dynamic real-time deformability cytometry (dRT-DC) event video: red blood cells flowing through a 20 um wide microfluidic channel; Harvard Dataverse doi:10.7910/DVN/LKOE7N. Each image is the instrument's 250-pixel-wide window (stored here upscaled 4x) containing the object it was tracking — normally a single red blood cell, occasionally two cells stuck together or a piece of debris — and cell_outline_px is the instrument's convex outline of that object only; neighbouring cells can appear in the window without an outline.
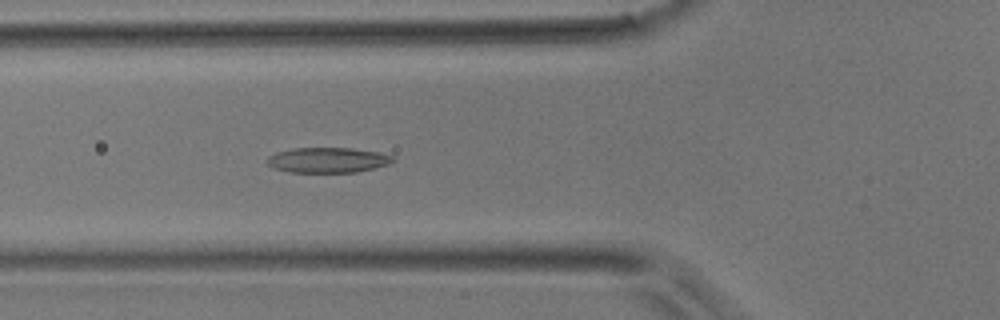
{"species": "common noctule bat (a hibernating species)", "species_latin": "Nyctalus noctula", "temperature_condition": "room temperature", "stored_images_in_passage": 41, "camera_frame_rate_fps": 3000, "um_per_image_px": 0.085, "animal": {"sex": "male", "body_mass_g": 17.9}, "frame": {"image": 1, "passage_image": 11, "time_ms": 3.333, "image_size_px": [1000, 320], "cell_outline_px": [[396, 160], [388, 164], [356, 172], [288, 172], [272, 168], [268, 164], [268, 156], [276, 152], [292, 148], [352, 148], [380, 152], [392, 156]], "centroid_in_image_um": [27.84, 13.6], "position_along_channel_um": 98.0, "area_um2": 18.5}}
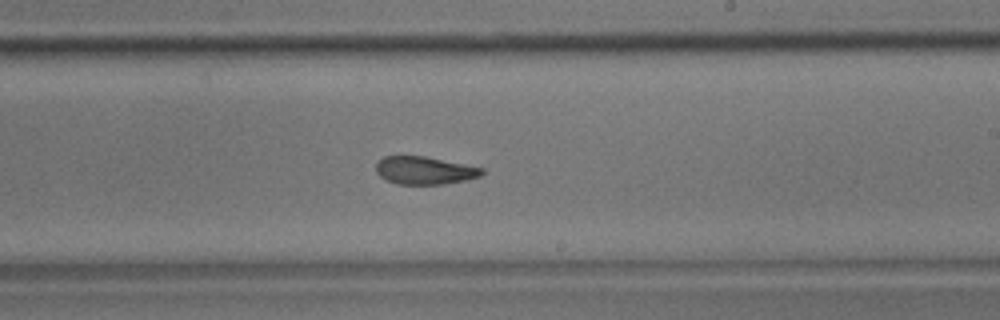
{"frame": {"image": 2, "passage_image": 22, "time_ms": 7.0, "image_size_px": [1000, 320], "cell_outline_px": [[484, 172], [480, 176], [468, 180], [444, 184], [396, 184], [384, 180], [376, 172], [376, 164], [384, 156], [424, 156], [484, 168]], "centroid_in_image_um": [36.08, 14.5], "position_along_channel_um": 252.9, "area_um2": 17.22}}
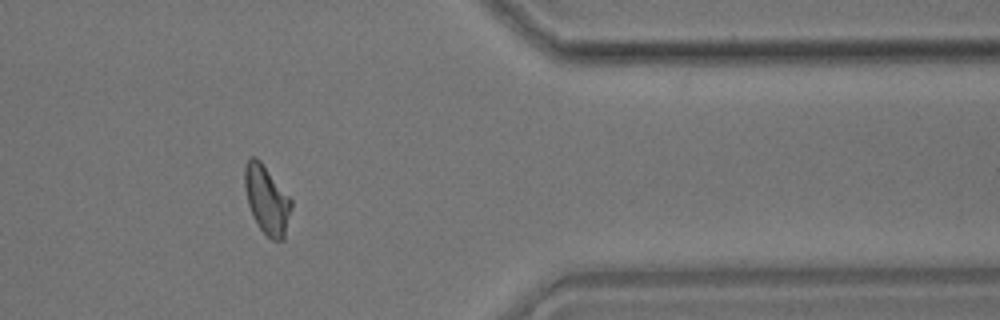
{"frame": {"image": 3, "passage_image": 33, "time_ms": 10.667, "image_size_px": [1000, 320], "cell_outline_px": [[292, 208], [284, 240], [272, 240], [260, 228], [252, 216], [248, 204], [244, 188], [244, 168], [248, 160], [252, 156], [256, 156], [260, 160], [292, 200]], "centroid_in_image_um": [22.67, 16.98], "position_along_channel_um": 388.7, "area_um2": 18.61}}